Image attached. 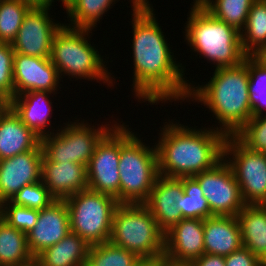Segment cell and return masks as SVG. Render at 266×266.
Returning a JSON list of instances; mask_svg holds the SVG:
<instances>
[{
    "mask_svg": "<svg viewBox=\"0 0 266 266\" xmlns=\"http://www.w3.org/2000/svg\"><path fill=\"white\" fill-rule=\"evenodd\" d=\"M152 9L132 12L134 95L153 105L159 101H184L191 84L183 77L185 67L174 61Z\"/></svg>",
    "mask_w": 266,
    "mask_h": 266,
    "instance_id": "1",
    "label": "cell"
},
{
    "mask_svg": "<svg viewBox=\"0 0 266 266\" xmlns=\"http://www.w3.org/2000/svg\"><path fill=\"white\" fill-rule=\"evenodd\" d=\"M162 129L156 144L161 176L193 177L213 168L224 158L227 136L215 128L198 130L169 122Z\"/></svg>",
    "mask_w": 266,
    "mask_h": 266,
    "instance_id": "2",
    "label": "cell"
},
{
    "mask_svg": "<svg viewBox=\"0 0 266 266\" xmlns=\"http://www.w3.org/2000/svg\"><path fill=\"white\" fill-rule=\"evenodd\" d=\"M247 65L215 68L213 77L205 85L190 86L187 99L203 103L219 120L216 129L226 136H234L251 118Z\"/></svg>",
    "mask_w": 266,
    "mask_h": 266,
    "instance_id": "3",
    "label": "cell"
},
{
    "mask_svg": "<svg viewBox=\"0 0 266 266\" xmlns=\"http://www.w3.org/2000/svg\"><path fill=\"white\" fill-rule=\"evenodd\" d=\"M193 3L185 26V38L193 52L216 64V69L240 65L247 56L240 32L213 17L197 1Z\"/></svg>",
    "mask_w": 266,
    "mask_h": 266,
    "instance_id": "4",
    "label": "cell"
},
{
    "mask_svg": "<svg viewBox=\"0 0 266 266\" xmlns=\"http://www.w3.org/2000/svg\"><path fill=\"white\" fill-rule=\"evenodd\" d=\"M109 242L142 260L163 261L165 233L144 204H119L114 211Z\"/></svg>",
    "mask_w": 266,
    "mask_h": 266,
    "instance_id": "5",
    "label": "cell"
},
{
    "mask_svg": "<svg viewBox=\"0 0 266 266\" xmlns=\"http://www.w3.org/2000/svg\"><path fill=\"white\" fill-rule=\"evenodd\" d=\"M120 124V204H144L159 176L158 155Z\"/></svg>",
    "mask_w": 266,
    "mask_h": 266,
    "instance_id": "6",
    "label": "cell"
},
{
    "mask_svg": "<svg viewBox=\"0 0 266 266\" xmlns=\"http://www.w3.org/2000/svg\"><path fill=\"white\" fill-rule=\"evenodd\" d=\"M90 31L92 29L74 28L62 24L54 35L50 60L57 68L60 78L62 74H67L71 78L100 80L112 86L113 80L104 65L103 57L88 42V33H92Z\"/></svg>",
    "mask_w": 266,
    "mask_h": 266,
    "instance_id": "7",
    "label": "cell"
},
{
    "mask_svg": "<svg viewBox=\"0 0 266 266\" xmlns=\"http://www.w3.org/2000/svg\"><path fill=\"white\" fill-rule=\"evenodd\" d=\"M64 201L71 232L90 245L109 242L114 211L119 205L115 197L85 189Z\"/></svg>",
    "mask_w": 266,
    "mask_h": 266,
    "instance_id": "8",
    "label": "cell"
},
{
    "mask_svg": "<svg viewBox=\"0 0 266 266\" xmlns=\"http://www.w3.org/2000/svg\"><path fill=\"white\" fill-rule=\"evenodd\" d=\"M65 125L61 131L58 129V132L41 138L43 155L51 162H73L87 167L97 144L112 129L110 124L97 129L84 121Z\"/></svg>",
    "mask_w": 266,
    "mask_h": 266,
    "instance_id": "9",
    "label": "cell"
},
{
    "mask_svg": "<svg viewBox=\"0 0 266 266\" xmlns=\"http://www.w3.org/2000/svg\"><path fill=\"white\" fill-rule=\"evenodd\" d=\"M224 158L229 159L226 162L233 170L244 203L263 205L266 202V153L250 150L235 136H227Z\"/></svg>",
    "mask_w": 266,
    "mask_h": 266,
    "instance_id": "10",
    "label": "cell"
},
{
    "mask_svg": "<svg viewBox=\"0 0 266 266\" xmlns=\"http://www.w3.org/2000/svg\"><path fill=\"white\" fill-rule=\"evenodd\" d=\"M113 126L97 144L86 167L87 182L88 189L111 195L120 204V125L116 122Z\"/></svg>",
    "mask_w": 266,
    "mask_h": 266,
    "instance_id": "11",
    "label": "cell"
},
{
    "mask_svg": "<svg viewBox=\"0 0 266 266\" xmlns=\"http://www.w3.org/2000/svg\"><path fill=\"white\" fill-rule=\"evenodd\" d=\"M207 199L210 211L218 216H237L246 206L231 166L223 158L213 168L193 176Z\"/></svg>",
    "mask_w": 266,
    "mask_h": 266,
    "instance_id": "12",
    "label": "cell"
},
{
    "mask_svg": "<svg viewBox=\"0 0 266 266\" xmlns=\"http://www.w3.org/2000/svg\"><path fill=\"white\" fill-rule=\"evenodd\" d=\"M49 7H32L25 15L11 46L15 53L50 58L54 35L62 27L49 16Z\"/></svg>",
    "mask_w": 266,
    "mask_h": 266,
    "instance_id": "13",
    "label": "cell"
},
{
    "mask_svg": "<svg viewBox=\"0 0 266 266\" xmlns=\"http://www.w3.org/2000/svg\"><path fill=\"white\" fill-rule=\"evenodd\" d=\"M203 254V219H182L165 233L164 262L189 266Z\"/></svg>",
    "mask_w": 266,
    "mask_h": 266,
    "instance_id": "14",
    "label": "cell"
},
{
    "mask_svg": "<svg viewBox=\"0 0 266 266\" xmlns=\"http://www.w3.org/2000/svg\"><path fill=\"white\" fill-rule=\"evenodd\" d=\"M42 148L0 160V205L24 186L41 181Z\"/></svg>",
    "mask_w": 266,
    "mask_h": 266,
    "instance_id": "15",
    "label": "cell"
},
{
    "mask_svg": "<svg viewBox=\"0 0 266 266\" xmlns=\"http://www.w3.org/2000/svg\"><path fill=\"white\" fill-rule=\"evenodd\" d=\"M60 75L50 58L14 53V96L30 91H48L54 95Z\"/></svg>",
    "mask_w": 266,
    "mask_h": 266,
    "instance_id": "16",
    "label": "cell"
},
{
    "mask_svg": "<svg viewBox=\"0 0 266 266\" xmlns=\"http://www.w3.org/2000/svg\"><path fill=\"white\" fill-rule=\"evenodd\" d=\"M183 183L179 178L159 175L144 205L166 233L183 218Z\"/></svg>",
    "mask_w": 266,
    "mask_h": 266,
    "instance_id": "17",
    "label": "cell"
},
{
    "mask_svg": "<svg viewBox=\"0 0 266 266\" xmlns=\"http://www.w3.org/2000/svg\"><path fill=\"white\" fill-rule=\"evenodd\" d=\"M70 221L64 200H55L39 212L34 228L27 233L28 248L34 258L70 233Z\"/></svg>",
    "mask_w": 266,
    "mask_h": 266,
    "instance_id": "18",
    "label": "cell"
},
{
    "mask_svg": "<svg viewBox=\"0 0 266 266\" xmlns=\"http://www.w3.org/2000/svg\"><path fill=\"white\" fill-rule=\"evenodd\" d=\"M41 181L56 200H64L88 189L86 166L73 162H51L42 157Z\"/></svg>",
    "mask_w": 266,
    "mask_h": 266,
    "instance_id": "19",
    "label": "cell"
},
{
    "mask_svg": "<svg viewBox=\"0 0 266 266\" xmlns=\"http://www.w3.org/2000/svg\"><path fill=\"white\" fill-rule=\"evenodd\" d=\"M41 147V138L30 130L8 105L0 110V160Z\"/></svg>",
    "mask_w": 266,
    "mask_h": 266,
    "instance_id": "20",
    "label": "cell"
},
{
    "mask_svg": "<svg viewBox=\"0 0 266 266\" xmlns=\"http://www.w3.org/2000/svg\"><path fill=\"white\" fill-rule=\"evenodd\" d=\"M242 246L237 216L214 215L204 220V253L225 257Z\"/></svg>",
    "mask_w": 266,
    "mask_h": 266,
    "instance_id": "21",
    "label": "cell"
},
{
    "mask_svg": "<svg viewBox=\"0 0 266 266\" xmlns=\"http://www.w3.org/2000/svg\"><path fill=\"white\" fill-rule=\"evenodd\" d=\"M48 94L51 95V92L30 91L16 95L8 102L21 121L40 138L52 134L46 131L52 112Z\"/></svg>",
    "mask_w": 266,
    "mask_h": 266,
    "instance_id": "22",
    "label": "cell"
},
{
    "mask_svg": "<svg viewBox=\"0 0 266 266\" xmlns=\"http://www.w3.org/2000/svg\"><path fill=\"white\" fill-rule=\"evenodd\" d=\"M91 245L70 232L35 257L38 266H86Z\"/></svg>",
    "mask_w": 266,
    "mask_h": 266,
    "instance_id": "23",
    "label": "cell"
},
{
    "mask_svg": "<svg viewBox=\"0 0 266 266\" xmlns=\"http://www.w3.org/2000/svg\"><path fill=\"white\" fill-rule=\"evenodd\" d=\"M237 218L243 246L262 260L266 255V208L263 205H246Z\"/></svg>",
    "mask_w": 266,
    "mask_h": 266,
    "instance_id": "24",
    "label": "cell"
},
{
    "mask_svg": "<svg viewBox=\"0 0 266 266\" xmlns=\"http://www.w3.org/2000/svg\"><path fill=\"white\" fill-rule=\"evenodd\" d=\"M35 258L28 248L27 234L0 221V266H22Z\"/></svg>",
    "mask_w": 266,
    "mask_h": 266,
    "instance_id": "25",
    "label": "cell"
},
{
    "mask_svg": "<svg viewBox=\"0 0 266 266\" xmlns=\"http://www.w3.org/2000/svg\"><path fill=\"white\" fill-rule=\"evenodd\" d=\"M240 34L242 50L247 56H252L266 44V0L253 2Z\"/></svg>",
    "mask_w": 266,
    "mask_h": 266,
    "instance_id": "26",
    "label": "cell"
},
{
    "mask_svg": "<svg viewBox=\"0 0 266 266\" xmlns=\"http://www.w3.org/2000/svg\"><path fill=\"white\" fill-rule=\"evenodd\" d=\"M255 0H198L197 2L216 19L234 27L244 29L251 6Z\"/></svg>",
    "mask_w": 266,
    "mask_h": 266,
    "instance_id": "27",
    "label": "cell"
},
{
    "mask_svg": "<svg viewBox=\"0 0 266 266\" xmlns=\"http://www.w3.org/2000/svg\"><path fill=\"white\" fill-rule=\"evenodd\" d=\"M117 0H71L66 6L70 24L74 28L93 29Z\"/></svg>",
    "mask_w": 266,
    "mask_h": 266,
    "instance_id": "28",
    "label": "cell"
},
{
    "mask_svg": "<svg viewBox=\"0 0 266 266\" xmlns=\"http://www.w3.org/2000/svg\"><path fill=\"white\" fill-rule=\"evenodd\" d=\"M143 260L110 242L91 245L86 266H137Z\"/></svg>",
    "mask_w": 266,
    "mask_h": 266,
    "instance_id": "29",
    "label": "cell"
},
{
    "mask_svg": "<svg viewBox=\"0 0 266 266\" xmlns=\"http://www.w3.org/2000/svg\"><path fill=\"white\" fill-rule=\"evenodd\" d=\"M243 62L248 68V90L252 117L264 115V111H266V66L253 56H246Z\"/></svg>",
    "mask_w": 266,
    "mask_h": 266,
    "instance_id": "30",
    "label": "cell"
},
{
    "mask_svg": "<svg viewBox=\"0 0 266 266\" xmlns=\"http://www.w3.org/2000/svg\"><path fill=\"white\" fill-rule=\"evenodd\" d=\"M31 8L22 0H0V42L12 43Z\"/></svg>",
    "mask_w": 266,
    "mask_h": 266,
    "instance_id": "31",
    "label": "cell"
},
{
    "mask_svg": "<svg viewBox=\"0 0 266 266\" xmlns=\"http://www.w3.org/2000/svg\"><path fill=\"white\" fill-rule=\"evenodd\" d=\"M183 183V218L203 219L214 216L204 197L200 184L194 177H180Z\"/></svg>",
    "mask_w": 266,
    "mask_h": 266,
    "instance_id": "32",
    "label": "cell"
},
{
    "mask_svg": "<svg viewBox=\"0 0 266 266\" xmlns=\"http://www.w3.org/2000/svg\"><path fill=\"white\" fill-rule=\"evenodd\" d=\"M234 136L250 150L266 153V113L252 117Z\"/></svg>",
    "mask_w": 266,
    "mask_h": 266,
    "instance_id": "33",
    "label": "cell"
},
{
    "mask_svg": "<svg viewBox=\"0 0 266 266\" xmlns=\"http://www.w3.org/2000/svg\"><path fill=\"white\" fill-rule=\"evenodd\" d=\"M56 199L42 181L26 185L17 192L10 202L14 205L42 210Z\"/></svg>",
    "mask_w": 266,
    "mask_h": 266,
    "instance_id": "34",
    "label": "cell"
},
{
    "mask_svg": "<svg viewBox=\"0 0 266 266\" xmlns=\"http://www.w3.org/2000/svg\"><path fill=\"white\" fill-rule=\"evenodd\" d=\"M0 209L3 220L25 234L34 228L40 212L37 209L14 205L10 201L3 202Z\"/></svg>",
    "mask_w": 266,
    "mask_h": 266,
    "instance_id": "35",
    "label": "cell"
},
{
    "mask_svg": "<svg viewBox=\"0 0 266 266\" xmlns=\"http://www.w3.org/2000/svg\"><path fill=\"white\" fill-rule=\"evenodd\" d=\"M14 53L11 43L0 42V94L8 102L14 97Z\"/></svg>",
    "mask_w": 266,
    "mask_h": 266,
    "instance_id": "36",
    "label": "cell"
},
{
    "mask_svg": "<svg viewBox=\"0 0 266 266\" xmlns=\"http://www.w3.org/2000/svg\"><path fill=\"white\" fill-rule=\"evenodd\" d=\"M224 261L226 266H261V260L244 246L225 256Z\"/></svg>",
    "mask_w": 266,
    "mask_h": 266,
    "instance_id": "37",
    "label": "cell"
},
{
    "mask_svg": "<svg viewBox=\"0 0 266 266\" xmlns=\"http://www.w3.org/2000/svg\"><path fill=\"white\" fill-rule=\"evenodd\" d=\"M189 266H226L224 256L211 255L204 253L194 260Z\"/></svg>",
    "mask_w": 266,
    "mask_h": 266,
    "instance_id": "38",
    "label": "cell"
},
{
    "mask_svg": "<svg viewBox=\"0 0 266 266\" xmlns=\"http://www.w3.org/2000/svg\"><path fill=\"white\" fill-rule=\"evenodd\" d=\"M30 4L32 7H51L54 0H22Z\"/></svg>",
    "mask_w": 266,
    "mask_h": 266,
    "instance_id": "39",
    "label": "cell"
},
{
    "mask_svg": "<svg viewBox=\"0 0 266 266\" xmlns=\"http://www.w3.org/2000/svg\"><path fill=\"white\" fill-rule=\"evenodd\" d=\"M262 65L266 66V44L252 55Z\"/></svg>",
    "mask_w": 266,
    "mask_h": 266,
    "instance_id": "40",
    "label": "cell"
},
{
    "mask_svg": "<svg viewBox=\"0 0 266 266\" xmlns=\"http://www.w3.org/2000/svg\"><path fill=\"white\" fill-rule=\"evenodd\" d=\"M132 1V7L133 10L136 9H151L152 6H150L148 0H131Z\"/></svg>",
    "mask_w": 266,
    "mask_h": 266,
    "instance_id": "41",
    "label": "cell"
},
{
    "mask_svg": "<svg viewBox=\"0 0 266 266\" xmlns=\"http://www.w3.org/2000/svg\"><path fill=\"white\" fill-rule=\"evenodd\" d=\"M157 261H152V260H143L139 265L137 266H156Z\"/></svg>",
    "mask_w": 266,
    "mask_h": 266,
    "instance_id": "42",
    "label": "cell"
},
{
    "mask_svg": "<svg viewBox=\"0 0 266 266\" xmlns=\"http://www.w3.org/2000/svg\"><path fill=\"white\" fill-rule=\"evenodd\" d=\"M8 106V101L0 94V110Z\"/></svg>",
    "mask_w": 266,
    "mask_h": 266,
    "instance_id": "43",
    "label": "cell"
},
{
    "mask_svg": "<svg viewBox=\"0 0 266 266\" xmlns=\"http://www.w3.org/2000/svg\"><path fill=\"white\" fill-rule=\"evenodd\" d=\"M156 266H184V265H173V264L166 263L164 261H160L157 263Z\"/></svg>",
    "mask_w": 266,
    "mask_h": 266,
    "instance_id": "44",
    "label": "cell"
},
{
    "mask_svg": "<svg viewBox=\"0 0 266 266\" xmlns=\"http://www.w3.org/2000/svg\"><path fill=\"white\" fill-rule=\"evenodd\" d=\"M22 266H38V264H37L36 260H34V261H32L26 265H22Z\"/></svg>",
    "mask_w": 266,
    "mask_h": 266,
    "instance_id": "45",
    "label": "cell"
},
{
    "mask_svg": "<svg viewBox=\"0 0 266 266\" xmlns=\"http://www.w3.org/2000/svg\"><path fill=\"white\" fill-rule=\"evenodd\" d=\"M261 266H266V255L264 258L261 260Z\"/></svg>",
    "mask_w": 266,
    "mask_h": 266,
    "instance_id": "46",
    "label": "cell"
},
{
    "mask_svg": "<svg viewBox=\"0 0 266 266\" xmlns=\"http://www.w3.org/2000/svg\"><path fill=\"white\" fill-rule=\"evenodd\" d=\"M71 0H61L64 6H66Z\"/></svg>",
    "mask_w": 266,
    "mask_h": 266,
    "instance_id": "47",
    "label": "cell"
},
{
    "mask_svg": "<svg viewBox=\"0 0 266 266\" xmlns=\"http://www.w3.org/2000/svg\"><path fill=\"white\" fill-rule=\"evenodd\" d=\"M3 219V217H2V211H1V209H0V221Z\"/></svg>",
    "mask_w": 266,
    "mask_h": 266,
    "instance_id": "48",
    "label": "cell"
}]
</instances>
